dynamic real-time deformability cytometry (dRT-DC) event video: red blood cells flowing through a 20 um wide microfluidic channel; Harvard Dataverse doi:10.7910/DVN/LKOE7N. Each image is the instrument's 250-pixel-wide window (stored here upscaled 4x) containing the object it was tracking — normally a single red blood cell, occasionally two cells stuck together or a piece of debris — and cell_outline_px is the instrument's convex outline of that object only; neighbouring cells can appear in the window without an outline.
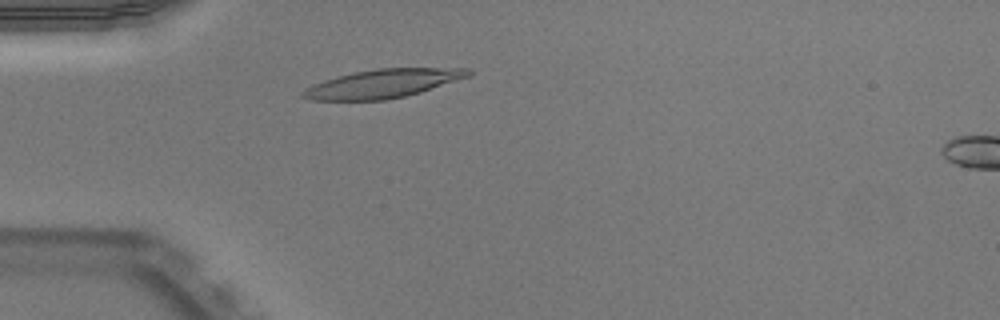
{"species": "Egyptian fruit bat (a non-hibernating species)", "species_latin": "Rousettus aegyptiacus", "temperature_condition": "warm", "stored_images_in_passage": 39, "camera_frame_rate_fps": 3000, "um_per_image_px": 0.085, "animal": {"sex": "male"}, "frame": {"image": 1, "passage_image": 3, "time_ms": 0.667, "image_size_px": [1000, 320], "cell_outline_px": [[472, 72], [468, 76], [420, 92], [388, 100], [312, 100], [300, 96], [300, 92], [324, 80], [336, 76], [376, 68], [468, 68]], "centroid_in_image_um": [32.52, 7.1], "position_along_channel_um": 52.5, "area_um2": 27.17}}
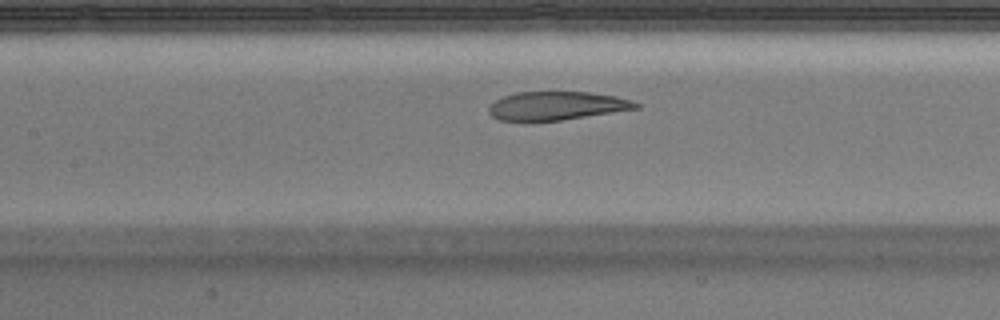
{"frame": {"image": 2, "passage_image": 12, "time_ms": 3.667, "image_size_px": [1000, 320], "cell_outline_px": [[640, 108], [560, 120], [500, 120], [492, 116], [488, 112], [488, 108], [496, 100], [504, 96], [516, 92], [588, 92], [616, 96], [632, 100], [640, 104]], "centroid_in_image_um": [47.34, 8.98], "position_along_channel_um": 160.1, "area_um2": 24.1}}
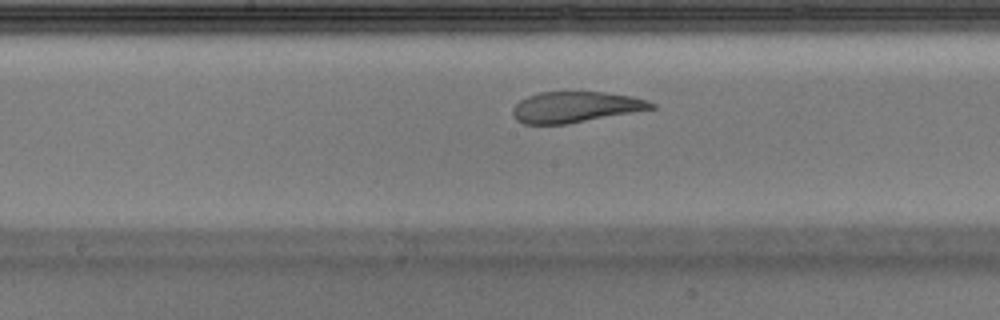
{"frame": {"image": 3, "passage_image": 15, "time_ms": 4.667, "image_size_px": [1000, 320], "cell_outline_px": [[656, 108], [568, 124], [524, 124], [516, 120], [512, 116], [512, 108], [520, 100], [528, 96], [540, 92], [604, 92], [632, 96], [648, 100], [656, 104]], "centroid_in_image_um": [48.91, 9.1], "position_along_channel_um": 199.3, "area_um2": 25.03}, "authors_computed_cell_mechanics": {"area_um2": 27.2238, "velocity_mm_per_s": 3.9234, "shape_relaxation_time_tau1_ms": 7.6861, "shape_relaxation_time_tau2_ms": 1.4426, "deformation_change_tau1": 0.2736, "deformation_change_tau2": 0.0793}}